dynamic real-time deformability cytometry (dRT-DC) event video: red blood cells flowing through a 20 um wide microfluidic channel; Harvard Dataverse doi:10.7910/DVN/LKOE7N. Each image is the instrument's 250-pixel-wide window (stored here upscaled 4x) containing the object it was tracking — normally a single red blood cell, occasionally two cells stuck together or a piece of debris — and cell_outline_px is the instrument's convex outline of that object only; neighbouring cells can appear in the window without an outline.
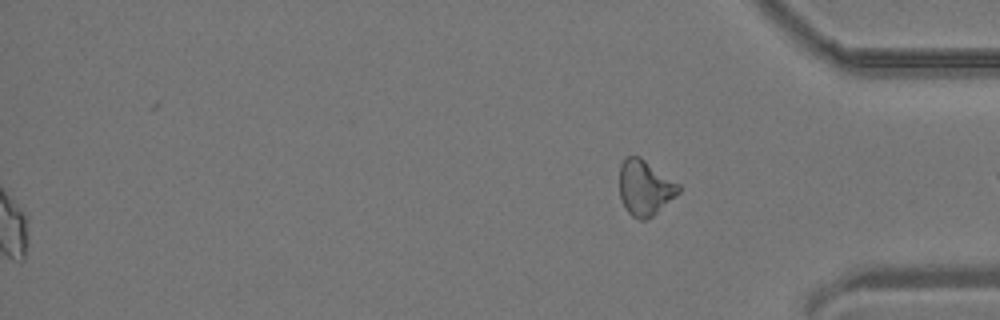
{"species": "common noctule bat (a hibernating species)", "species_latin": "Nyctalus noctula", "temperature_condition": "room temperature", "stored_images_in_passage": 38, "segment_of_instrument_passage": [2, 2], "camera_frame_rate_fps": 3000, "um_per_image_px": 0.085, "animal": {"sex": "male", "body_mass_g": 19.2, "forearm_length_mm": 51.8}, "frame": {"image": 1, "passage_image": 38, "time_ms": 12.333, "image_size_px": [1000, 320], "cell_outline_px": [[680, 192], [652, 216], [644, 220], [640, 220], [632, 216], [628, 212], [620, 196], [620, 164], [624, 156], [640, 156], [680, 184]], "centroid_in_image_um": [54.82, 15.93], "position_along_channel_um": 380.4, "area_um2": 19.02}}